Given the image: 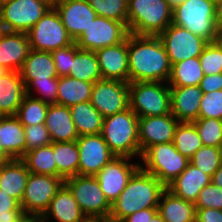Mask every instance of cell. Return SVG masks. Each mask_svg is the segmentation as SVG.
Wrapping results in <instances>:
<instances>
[{
  "label": "cell",
  "instance_id": "cell-1",
  "mask_svg": "<svg viewBox=\"0 0 222 222\" xmlns=\"http://www.w3.org/2000/svg\"><path fill=\"white\" fill-rule=\"evenodd\" d=\"M129 83L168 82L171 63L159 36L128 35Z\"/></svg>",
  "mask_w": 222,
  "mask_h": 222
},
{
  "label": "cell",
  "instance_id": "cell-2",
  "mask_svg": "<svg viewBox=\"0 0 222 222\" xmlns=\"http://www.w3.org/2000/svg\"><path fill=\"white\" fill-rule=\"evenodd\" d=\"M166 186L141 167L132 175L126 188L111 204L110 222H121L127 216L148 208H158Z\"/></svg>",
  "mask_w": 222,
  "mask_h": 222
},
{
  "label": "cell",
  "instance_id": "cell-3",
  "mask_svg": "<svg viewBox=\"0 0 222 222\" xmlns=\"http://www.w3.org/2000/svg\"><path fill=\"white\" fill-rule=\"evenodd\" d=\"M138 116L129 107L123 112L104 117L102 136L116 157L140 159Z\"/></svg>",
  "mask_w": 222,
  "mask_h": 222
},
{
  "label": "cell",
  "instance_id": "cell-4",
  "mask_svg": "<svg viewBox=\"0 0 222 222\" xmlns=\"http://www.w3.org/2000/svg\"><path fill=\"white\" fill-rule=\"evenodd\" d=\"M172 23L189 30L208 42L218 41L221 37L213 0H186L181 2L172 10Z\"/></svg>",
  "mask_w": 222,
  "mask_h": 222
},
{
  "label": "cell",
  "instance_id": "cell-5",
  "mask_svg": "<svg viewBox=\"0 0 222 222\" xmlns=\"http://www.w3.org/2000/svg\"><path fill=\"white\" fill-rule=\"evenodd\" d=\"M172 10L167 0H129V33L159 36L172 23Z\"/></svg>",
  "mask_w": 222,
  "mask_h": 222
},
{
  "label": "cell",
  "instance_id": "cell-6",
  "mask_svg": "<svg viewBox=\"0 0 222 222\" xmlns=\"http://www.w3.org/2000/svg\"><path fill=\"white\" fill-rule=\"evenodd\" d=\"M166 83H129V107L139 118L171 113L170 87Z\"/></svg>",
  "mask_w": 222,
  "mask_h": 222
},
{
  "label": "cell",
  "instance_id": "cell-7",
  "mask_svg": "<svg viewBox=\"0 0 222 222\" xmlns=\"http://www.w3.org/2000/svg\"><path fill=\"white\" fill-rule=\"evenodd\" d=\"M140 159V167L165 186L177 178L189 163V159L177 151L173 142L150 146Z\"/></svg>",
  "mask_w": 222,
  "mask_h": 222
},
{
  "label": "cell",
  "instance_id": "cell-8",
  "mask_svg": "<svg viewBox=\"0 0 222 222\" xmlns=\"http://www.w3.org/2000/svg\"><path fill=\"white\" fill-rule=\"evenodd\" d=\"M52 6V0H6L1 4L0 30L26 33Z\"/></svg>",
  "mask_w": 222,
  "mask_h": 222
},
{
  "label": "cell",
  "instance_id": "cell-9",
  "mask_svg": "<svg viewBox=\"0 0 222 222\" xmlns=\"http://www.w3.org/2000/svg\"><path fill=\"white\" fill-rule=\"evenodd\" d=\"M78 206L87 219L108 220L111 204L106 199L95 176L76 175L65 179Z\"/></svg>",
  "mask_w": 222,
  "mask_h": 222
},
{
  "label": "cell",
  "instance_id": "cell-10",
  "mask_svg": "<svg viewBox=\"0 0 222 222\" xmlns=\"http://www.w3.org/2000/svg\"><path fill=\"white\" fill-rule=\"evenodd\" d=\"M26 34L30 49L36 51L52 52L75 43L54 6L47 10Z\"/></svg>",
  "mask_w": 222,
  "mask_h": 222
},
{
  "label": "cell",
  "instance_id": "cell-11",
  "mask_svg": "<svg viewBox=\"0 0 222 222\" xmlns=\"http://www.w3.org/2000/svg\"><path fill=\"white\" fill-rule=\"evenodd\" d=\"M64 184L61 177L30 173L20 204L23 213L27 217H40Z\"/></svg>",
  "mask_w": 222,
  "mask_h": 222
},
{
  "label": "cell",
  "instance_id": "cell-12",
  "mask_svg": "<svg viewBox=\"0 0 222 222\" xmlns=\"http://www.w3.org/2000/svg\"><path fill=\"white\" fill-rule=\"evenodd\" d=\"M129 34L123 22L97 16L75 43L80 49L96 51L124 42Z\"/></svg>",
  "mask_w": 222,
  "mask_h": 222
},
{
  "label": "cell",
  "instance_id": "cell-13",
  "mask_svg": "<svg viewBox=\"0 0 222 222\" xmlns=\"http://www.w3.org/2000/svg\"><path fill=\"white\" fill-rule=\"evenodd\" d=\"M159 38L165 46L171 65L199 57L209 43L206 39L173 23L159 35Z\"/></svg>",
  "mask_w": 222,
  "mask_h": 222
},
{
  "label": "cell",
  "instance_id": "cell-14",
  "mask_svg": "<svg viewBox=\"0 0 222 222\" xmlns=\"http://www.w3.org/2000/svg\"><path fill=\"white\" fill-rule=\"evenodd\" d=\"M90 102L103 117L125 111L129 108V82L109 79L96 81Z\"/></svg>",
  "mask_w": 222,
  "mask_h": 222
},
{
  "label": "cell",
  "instance_id": "cell-15",
  "mask_svg": "<svg viewBox=\"0 0 222 222\" xmlns=\"http://www.w3.org/2000/svg\"><path fill=\"white\" fill-rule=\"evenodd\" d=\"M130 159L132 158L114 157L95 175L110 204L118 198L132 175L140 168L139 162L133 163Z\"/></svg>",
  "mask_w": 222,
  "mask_h": 222
},
{
  "label": "cell",
  "instance_id": "cell-16",
  "mask_svg": "<svg viewBox=\"0 0 222 222\" xmlns=\"http://www.w3.org/2000/svg\"><path fill=\"white\" fill-rule=\"evenodd\" d=\"M76 142L79 151L78 175L95 176L116 157L101 133L79 136Z\"/></svg>",
  "mask_w": 222,
  "mask_h": 222
},
{
  "label": "cell",
  "instance_id": "cell-17",
  "mask_svg": "<svg viewBox=\"0 0 222 222\" xmlns=\"http://www.w3.org/2000/svg\"><path fill=\"white\" fill-rule=\"evenodd\" d=\"M178 123L171 113L138 118L140 158L152 145L173 142Z\"/></svg>",
  "mask_w": 222,
  "mask_h": 222
},
{
  "label": "cell",
  "instance_id": "cell-18",
  "mask_svg": "<svg viewBox=\"0 0 222 222\" xmlns=\"http://www.w3.org/2000/svg\"><path fill=\"white\" fill-rule=\"evenodd\" d=\"M53 6L74 42L97 17L88 0H54Z\"/></svg>",
  "mask_w": 222,
  "mask_h": 222
},
{
  "label": "cell",
  "instance_id": "cell-19",
  "mask_svg": "<svg viewBox=\"0 0 222 222\" xmlns=\"http://www.w3.org/2000/svg\"><path fill=\"white\" fill-rule=\"evenodd\" d=\"M102 79L129 82L128 37L119 44L95 51Z\"/></svg>",
  "mask_w": 222,
  "mask_h": 222
},
{
  "label": "cell",
  "instance_id": "cell-20",
  "mask_svg": "<svg viewBox=\"0 0 222 222\" xmlns=\"http://www.w3.org/2000/svg\"><path fill=\"white\" fill-rule=\"evenodd\" d=\"M29 51L26 33L0 30V65L9 71L19 72Z\"/></svg>",
  "mask_w": 222,
  "mask_h": 222
},
{
  "label": "cell",
  "instance_id": "cell-21",
  "mask_svg": "<svg viewBox=\"0 0 222 222\" xmlns=\"http://www.w3.org/2000/svg\"><path fill=\"white\" fill-rule=\"evenodd\" d=\"M40 218L45 222H51L52 219L55 222H85L87 220L65 184L56 193Z\"/></svg>",
  "mask_w": 222,
  "mask_h": 222
},
{
  "label": "cell",
  "instance_id": "cell-22",
  "mask_svg": "<svg viewBox=\"0 0 222 222\" xmlns=\"http://www.w3.org/2000/svg\"><path fill=\"white\" fill-rule=\"evenodd\" d=\"M171 114L179 122H193L198 119L203 92L199 85L170 87Z\"/></svg>",
  "mask_w": 222,
  "mask_h": 222
},
{
  "label": "cell",
  "instance_id": "cell-23",
  "mask_svg": "<svg viewBox=\"0 0 222 222\" xmlns=\"http://www.w3.org/2000/svg\"><path fill=\"white\" fill-rule=\"evenodd\" d=\"M24 126L16 116H0V152L6 159H21L25 154Z\"/></svg>",
  "mask_w": 222,
  "mask_h": 222
},
{
  "label": "cell",
  "instance_id": "cell-24",
  "mask_svg": "<svg viewBox=\"0 0 222 222\" xmlns=\"http://www.w3.org/2000/svg\"><path fill=\"white\" fill-rule=\"evenodd\" d=\"M44 124L52 142H70L79 138L70 107L49 104Z\"/></svg>",
  "mask_w": 222,
  "mask_h": 222
},
{
  "label": "cell",
  "instance_id": "cell-25",
  "mask_svg": "<svg viewBox=\"0 0 222 222\" xmlns=\"http://www.w3.org/2000/svg\"><path fill=\"white\" fill-rule=\"evenodd\" d=\"M210 182L211 176L189 162L186 169L166 189L179 198L195 203L199 192Z\"/></svg>",
  "mask_w": 222,
  "mask_h": 222
},
{
  "label": "cell",
  "instance_id": "cell-26",
  "mask_svg": "<svg viewBox=\"0 0 222 222\" xmlns=\"http://www.w3.org/2000/svg\"><path fill=\"white\" fill-rule=\"evenodd\" d=\"M29 174L21 159H6L0 164V189L21 204Z\"/></svg>",
  "mask_w": 222,
  "mask_h": 222
},
{
  "label": "cell",
  "instance_id": "cell-27",
  "mask_svg": "<svg viewBox=\"0 0 222 222\" xmlns=\"http://www.w3.org/2000/svg\"><path fill=\"white\" fill-rule=\"evenodd\" d=\"M25 95V85L18 71L0 78V116H16Z\"/></svg>",
  "mask_w": 222,
  "mask_h": 222
},
{
  "label": "cell",
  "instance_id": "cell-28",
  "mask_svg": "<svg viewBox=\"0 0 222 222\" xmlns=\"http://www.w3.org/2000/svg\"><path fill=\"white\" fill-rule=\"evenodd\" d=\"M24 85L29 80L43 81L59 78L51 52L30 49L20 71Z\"/></svg>",
  "mask_w": 222,
  "mask_h": 222
},
{
  "label": "cell",
  "instance_id": "cell-29",
  "mask_svg": "<svg viewBox=\"0 0 222 222\" xmlns=\"http://www.w3.org/2000/svg\"><path fill=\"white\" fill-rule=\"evenodd\" d=\"M158 213L165 222H195L194 203L173 195L167 189L161 195Z\"/></svg>",
  "mask_w": 222,
  "mask_h": 222
},
{
  "label": "cell",
  "instance_id": "cell-30",
  "mask_svg": "<svg viewBox=\"0 0 222 222\" xmlns=\"http://www.w3.org/2000/svg\"><path fill=\"white\" fill-rule=\"evenodd\" d=\"M94 83L74 79L69 76L58 78L57 104L71 107L78 103L89 102Z\"/></svg>",
  "mask_w": 222,
  "mask_h": 222
},
{
  "label": "cell",
  "instance_id": "cell-31",
  "mask_svg": "<svg viewBox=\"0 0 222 222\" xmlns=\"http://www.w3.org/2000/svg\"><path fill=\"white\" fill-rule=\"evenodd\" d=\"M70 112L79 136L102 132L104 117L92 106L90 101L71 106Z\"/></svg>",
  "mask_w": 222,
  "mask_h": 222
},
{
  "label": "cell",
  "instance_id": "cell-32",
  "mask_svg": "<svg viewBox=\"0 0 222 222\" xmlns=\"http://www.w3.org/2000/svg\"><path fill=\"white\" fill-rule=\"evenodd\" d=\"M53 153L57 164V177L65 180L78 175L79 151L76 141L53 142Z\"/></svg>",
  "mask_w": 222,
  "mask_h": 222
},
{
  "label": "cell",
  "instance_id": "cell-33",
  "mask_svg": "<svg viewBox=\"0 0 222 222\" xmlns=\"http://www.w3.org/2000/svg\"><path fill=\"white\" fill-rule=\"evenodd\" d=\"M204 72L199 57L186 59L172 64L169 87H186L199 85Z\"/></svg>",
  "mask_w": 222,
  "mask_h": 222
},
{
  "label": "cell",
  "instance_id": "cell-34",
  "mask_svg": "<svg viewBox=\"0 0 222 222\" xmlns=\"http://www.w3.org/2000/svg\"><path fill=\"white\" fill-rule=\"evenodd\" d=\"M68 76L91 83L102 79L95 51L79 48L72 60Z\"/></svg>",
  "mask_w": 222,
  "mask_h": 222
},
{
  "label": "cell",
  "instance_id": "cell-35",
  "mask_svg": "<svg viewBox=\"0 0 222 222\" xmlns=\"http://www.w3.org/2000/svg\"><path fill=\"white\" fill-rule=\"evenodd\" d=\"M21 160L33 174L57 176V164L53 153V142L25 152Z\"/></svg>",
  "mask_w": 222,
  "mask_h": 222
},
{
  "label": "cell",
  "instance_id": "cell-36",
  "mask_svg": "<svg viewBox=\"0 0 222 222\" xmlns=\"http://www.w3.org/2000/svg\"><path fill=\"white\" fill-rule=\"evenodd\" d=\"M173 144L177 151L188 159L203 146L196 127L192 122L178 123L173 138Z\"/></svg>",
  "mask_w": 222,
  "mask_h": 222
},
{
  "label": "cell",
  "instance_id": "cell-37",
  "mask_svg": "<svg viewBox=\"0 0 222 222\" xmlns=\"http://www.w3.org/2000/svg\"><path fill=\"white\" fill-rule=\"evenodd\" d=\"M49 104L25 94L16 117L23 126L44 123Z\"/></svg>",
  "mask_w": 222,
  "mask_h": 222
},
{
  "label": "cell",
  "instance_id": "cell-38",
  "mask_svg": "<svg viewBox=\"0 0 222 222\" xmlns=\"http://www.w3.org/2000/svg\"><path fill=\"white\" fill-rule=\"evenodd\" d=\"M129 0H88L99 17L123 22L128 27Z\"/></svg>",
  "mask_w": 222,
  "mask_h": 222
},
{
  "label": "cell",
  "instance_id": "cell-39",
  "mask_svg": "<svg viewBox=\"0 0 222 222\" xmlns=\"http://www.w3.org/2000/svg\"><path fill=\"white\" fill-rule=\"evenodd\" d=\"M189 162L212 177L222 164V148L202 146L189 159Z\"/></svg>",
  "mask_w": 222,
  "mask_h": 222
},
{
  "label": "cell",
  "instance_id": "cell-40",
  "mask_svg": "<svg viewBox=\"0 0 222 222\" xmlns=\"http://www.w3.org/2000/svg\"><path fill=\"white\" fill-rule=\"evenodd\" d=\"M192 123L196 127L203 146L222 148V120L198 118Z\"/></svg>",
  "mask_w": 222,
  "mask_h": 222
},
{
  "label": "cell",
  "instance_id": "cell-41",
  "mask_svg": "<svg viewBox=\"0 0 222 222\" xmlns=\"http://www.w3.org/2000/svg\"><path fill=\"white\" fill-rule=\"evenodd\" d=\"M57 87L58 78H48L43 81L29 80L25 84V94L37 98L47 104H57ZM32 91H35V93L37 91V94L39 93V95L35 96Z\"/></svg>",
  "mask_w": 222,
  "mask_h": 222
},
{
  "label": "cell",
  "instance_id": "cell-42",
  "mask_svg": "<svg viewBox=\"0 0 222 222\" xmlns=\"http://www.w3.org/2000/svg\"><path fill=\"white\" fill-rule=\"evenodd\" d=\"M199 59L204 75L222 73V43L219 40L209 42Z\"/></svg>",
  "mask_w": 222,
  "mask_h": 222
},
{
  "label": "cell",
  "instance_id": "cell-43",
  "mask_svg": "<svg viewBox=\"0 0 222 222\" xmlns=\"http://www.w3.org/2000/svg\"><path fill=\"white\" fill-rule=\"evenodd\" d=\"M198 118L222 120V90L203 93Z\"/></svg>",
  "mask_w": 222,
  "mask_h": 222
},
{
  "label": "cell",
  "instance_id": "cell-44",
  "mask_svg": "<svg viewBox=\"0 0 222 222\" xmlns=\"http://www.w3.org/2000/svg\"><path fill=\"white\" fill-rule=\"evenodd\" d=\"M26 218L20 203L0 189V221L23 222Z\"/></svg>",
  "mask_w": 222,
  "mask_h": 222
},
{
  "label": "cell",
  "instance_id": "cell-45",
  "mask_svg": "<svg viewBox=\"0 0 222 222\" xmlns=\"http://www.w3.org/2000/svg\"><path fill=\"white\" fill-rule=\"evenodd\" d=\"M24 133L26 143L25 152L52 143L48 129L44 123L24 126Z\"/></svg>",
  "mask_w": 222,
  "mask_h": 222
},
{
  "label": "cell",
  "instance_id": "cell-46",
  "mask_svg": "<svg viewBox=\"0 0 222 222\" xmlns=\"http://www.w3.org/2000/svg\"><path fill=\"white\" fill-rule=\"evenodd\" d=\"M194 205L195 208L222 210V188L210 182L199 192Z\"/></svg>",
  "mask_w": 222,
  "mask_h": 222
},
{
  "label": "cell",
  "instance_id": "cell-47",
  "mask_svg": "<svg viewBox=\"0 0 222 222\" xmlns=\"http://www.w3.org/2000/svg\"><path fill=\"white\" fill-rule=\"evenodd\" d=\"M79 49L76 43L70 46L62 47L51 52L58 77L68 76L72 60Z\"/></svg>",
  "mask_w": 222,
  "mask_h": 222
},
{
  "label": "cell",
  "instance_id": "cell-48",
  "mask_svg": "<svg viewBox=\"0 0 222 222\" xmlns=\"http://www.w3.org/2000/svg\"><path fill=\"white\" fill-rule=\"evenodd\" d=\"M199 87L203 93L222 90V73L204 75L199 84Z\"/></svg>",
  "mask_w": 222,
  "mask_h": 222
},
{
  "label": "cell",
  "instance_id": "cell-49",
  "mask_svg": "<svg viewBox=\"0 0 222 222\" xmlns=\"http://www.w3.org/2000/svg\"><path fill=\"white\" fill-rule=\"evenodd\" d=\"M195 222H222V210L196 208Z\"/></svg>",
  "mask_w": 222,
  "mask_h": 222
},
{
  "label": "cell",
  "instance_id": "cell-50",
  "mask_svg": "<svg viewBox=\"0 0 222 222\" xmlns=\"http://www.w3.org/2000/svg\"><path fill=\"white\" fill-rule=\"evenodd\" d=\"M158 212V208L142 209L124 218L121 222H149Z\"/></svg>",
  "mask_w": 222,
  "mask_h": 222
},
{
  "label": "cell",
  "instance_id": "cell-51",
  "mask_svg": "<svg viewBox=\"0 0 222 222\" xmlns=\"http://www.w3.org/2000/svg\"><path fill=\"white\" fill-rule=\"evenodd\" d=\"M215 10H216L217 26L222 34V0H217L215 2Z\"/></svg>",
  "mask_w": 222,
  "mask_h": 222
},
{
  "label": "cell",
  "instance_id": "cell-52",
  "mask_svg": "<svg viewBox=\"0 0 222 222\" xmlns=\"http://www.w3.org/2000/svg\"><path fill=\"white\" fill-rule=\"evenodd\" d=\"M211 182H213L216 186L222 188V164L221 166L215 171L213 176L211 177Z\"/></svg>",
  "mask_w": 222,
  "mask_h": 222
},
{
  "label": "cell",
  "instance_id": "cell-53",
  "mask_svg": "<svg viewBox=\"0 0 222 222\" xmlns=\"http://www.w3.org/2000/svg\"><path fill=\"white\" fill-rule=\"evenodd\" d=\"M23 222H45L40 217H27Z\"/></svg>",
  "mask_w": 222,
  "mask_h": 222
},
{
  "label": "cell",
  "instance_id": "cell-54",
  "mask_svg": "<svg viewBox=\"0 0 222 222\" xmlns=\"http://www.w3.org/2000/svg\"><path fill=\"white\" fill-rule=\"evenodd\" d=\"M149 222H165L161 215L157 212Z\"/></svg>",
  "mask_w": 222,
  "mask_h": 222
},
{
  "label": "cell",
  "instance_id": "cell-55",
  "mask_svg": "<svg viewBox=\"0 0 222 222\" xmlns=\"http://www.w3.org/2000/svg\"><path fill=\"white\" fill-rule=\"evenodd\" d=\"M169 2V5L174 8L176 5L180 4L181 2H184L186 0H167Z\"/></svg>",
  "mask_w": 222,
  "mask_h": 222
},
{
  "label": "cell",
  "instance_id": "cell-56",
  "mask_svg": "<svg viewBox=\"0 0 222 222\" xmlns=\"http://www.w3.org/2000/svg\"><path fill=\"white\" fill-rule=\"evenodd\" d=\"M9 72L8 69H6L5 67H3L2 65H0V78L3 77L5 74H7Z\"/></svg>",
  "mask_w": 222,
  "mask_h": 222
},
{
  "label": "cell",
  "instance_id": "cell-57",
  "mask_svg": "<svg viewBox=\"0 0 222 222\" xmlns=\"http://www.w3.org/2000/svg\"><path fill=\"white\" fill-rule=\"evenodd\" d=\"M85 222H109V220H103V219H87Z\"/></svg>",
  "mask_w": 222,
  "mask_h": 222
},
{
  "label": "cell",
  "instance_id": "cell-58",
  "mask_svg": "<svg viewBox=\"0 0 222 222\" xmlns=\"http://www.w3.org/2000/svg\"><path fill=\"white\" fill-rule=\"evenodd\" d=\"M6 158L3 156V154L0 152V164H2Z\"/></svg>",
  "mask_w": 222,
  "mask_h": 222
},
{
  "label": "cell",
  "instance_id": "cell-59",
  "mask_svg": "<svg viewBox=\"0 0 222 222\" xmlns=\"http://www.w3.org/2000/svg\"><path fill=\"white\" fill-rule=\"evenodd\" d=\"M1 4H2V2L0 1V16H1Z\"/></svg>",
  "mask_w": 222,
  "mask_h": 222
},
{
  "label": "cell",
  "instance_id": "cell-60",
  "mask_svg": "<svg viewBox=\"0 0 222 222\" xmlns=\"http://www.w3.org/2000/svg\"><path fill=\"white\" fill-rule=\"evenodd\" d=\"M219 41L222 43V34H221V37H220Z\"/></svg>",
  "mask_w": 222,
  "mask_h": 222
}]
</instances>
